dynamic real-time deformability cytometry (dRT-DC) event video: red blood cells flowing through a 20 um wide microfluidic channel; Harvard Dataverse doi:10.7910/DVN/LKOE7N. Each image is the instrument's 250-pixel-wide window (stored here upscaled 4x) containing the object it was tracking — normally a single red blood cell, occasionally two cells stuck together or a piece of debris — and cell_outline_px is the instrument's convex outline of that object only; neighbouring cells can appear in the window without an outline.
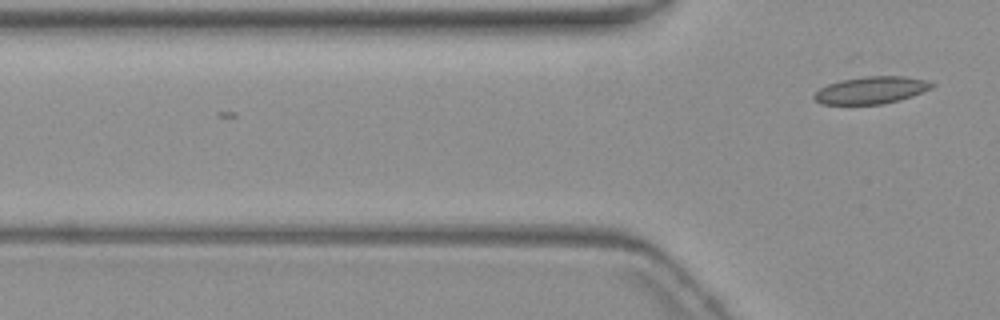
{"species": "common noctule bat (a hibernating species)", "species_latin": "Nyctalus noctula", "temperature_condition": "warm", "stored_images_in_passage": 4, "camera_frame_rate_fps": 3000, "um_per_image_px": 0.085, "animal": {"sex": "female", "body_mass_g": 19.3, "forearm_length_mm": 54.1}, "frame": {"image": 1, "passage_image": 4, "time_ms": 4.0, "image_size_px": [1000, 320], "cell_outline_px": [[936, 84], [932, 88], [912, 96], [880, 104], [820, 104], [812, 96], [820, 88], [828, 84], [840, 80], [864, 76], [904, 76], [924, 80]], "centroid_in_image_um": [74.03, 7.65], "position_along_channel_um": 51.8, "area_um2": 18.5}}